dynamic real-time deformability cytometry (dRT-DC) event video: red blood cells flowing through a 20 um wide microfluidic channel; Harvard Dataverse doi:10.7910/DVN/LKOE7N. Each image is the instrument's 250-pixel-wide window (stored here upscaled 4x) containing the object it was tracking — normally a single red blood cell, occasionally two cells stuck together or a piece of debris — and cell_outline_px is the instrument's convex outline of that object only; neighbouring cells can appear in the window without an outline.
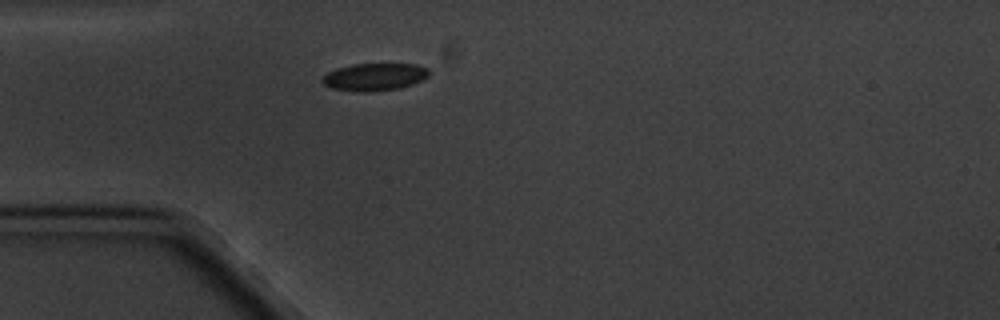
{"species": "common noctule bat (a hibernating species)", "species_latin": "Nyctalus noctula", "temperature_condition": "cold", "stored_images_in_passage": 1, "camera_frame_rate_fps": 3000, "um_per_image_px": 0.085, "animal": {"sex": "male", "body_mass_g": 20.1, "forearm_length_mm": 53.5}, "frame": {"image": 1, "passage_image": 1, "time_ms": 0.0, "image_size_px": [1000, 320], "cell_outline_px": [[428, 76], [412, 84], [400, 88], [368, 92], [356, 92], [332, 88], [324, 84], [320, 80], [328, 72], [336, 68], [352, 64], [416, 64], [428, 68]], "centroid_in_image_um": [31.8, 6.54], "position_along_channel_um": 53.2, "area_um2": 17.05}}